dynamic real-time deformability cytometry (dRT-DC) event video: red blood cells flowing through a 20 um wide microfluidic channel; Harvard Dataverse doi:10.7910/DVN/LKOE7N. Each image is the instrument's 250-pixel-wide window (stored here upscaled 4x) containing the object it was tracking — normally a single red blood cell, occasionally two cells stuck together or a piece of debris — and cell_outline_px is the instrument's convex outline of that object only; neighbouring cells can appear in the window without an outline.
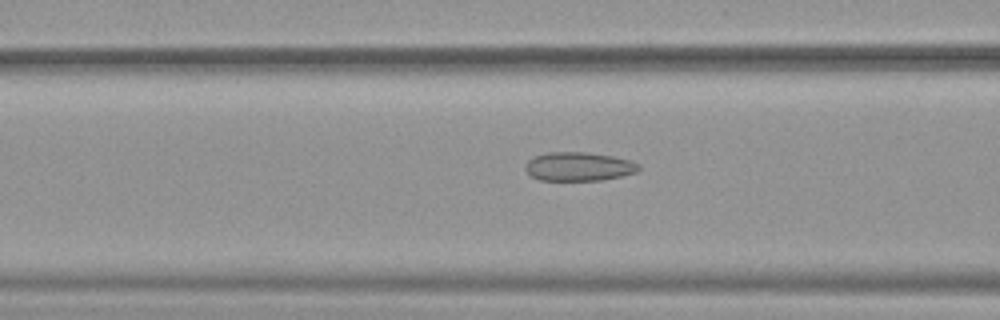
{"species": "common noctule bat (a hibernating species)", "species_latin": "Nyctalus noctula", "temperature_condition": "warm", "stored_images_in_passage": 32, "camera_frame_rate_fps": 3000, "um_per_image_px": 0.085, "animal": {"sex": "female", "body_mass_g": 19.9}, "frame": {"image": 1, "passage_image": 5, "time_ms": 1.333, "image_size_px": [1000, 320], "cell_outline_px": [[640, 168], [636, 172], [620, 176], [600, 180], [540, 180], [532, 176], [524, 168], [524, 164], [528, 160], [536, 156], [548, 152], [588, 152], [612, 156], [632, 160], [640, 164]], "centroid_in_image_um": [49.2, 14.14], "position_along_channel_um": 117.4, "area_um2": 19.02}}
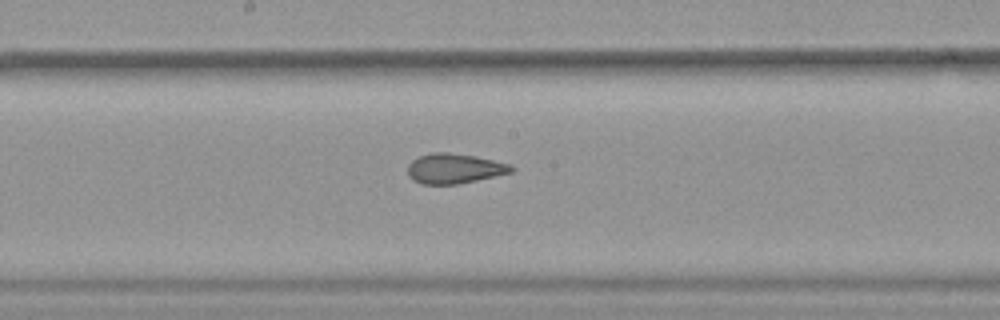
{"frame": {"image": 2, "passage_image": 12, "time_ms": 3.667, "image_size_px": [1000, 320], "cell_outline_px": [[516, 168], [512, 172], [476, 180], [456, 184], [420, 184], [412, 180], [408, 176], [408, 164], [412, 160], [420, 156], [432, 152], [448, 152], [476, 156], [512, 164]], "centroid_in_image_um": [38.62, 14.32], "position_along_channel_um": 209.6, "area_um2": 18.21}}
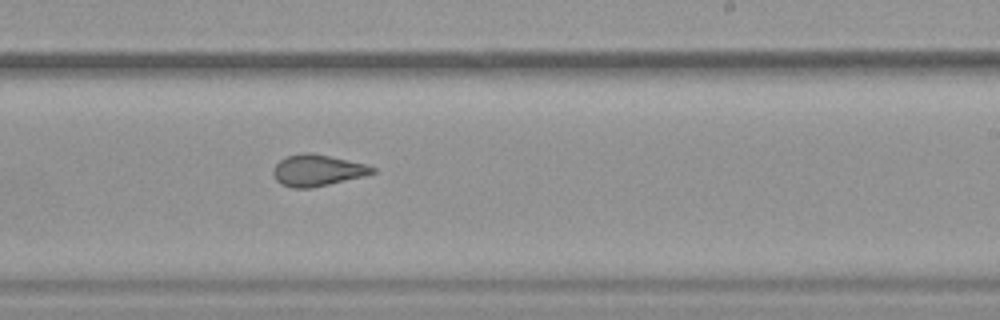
{"frame": {"image": 3, "passage_image": 16, "time_ms": 5.0, "image_size_px": [1000, 320], "cell_outline_px": [[376, 172], [364, 176], [312, 188], [292, 188], [280, 184], [276, 180], [272, 172], [272, 168], [280, 160], [288, 156], [304, 152], [312, 152], [368, 164], [376, 168]], "centroid_in_image_um": [26.98, 14.48], "position_along_channel_um": 262.0, "area_um2": 18.38}, "authors_computed_cell_mechanics": {"area_um2": 18.2359, "velocity_mm_per_s": 3.9529, "shape_relaxation_time_tau1_ms": 9.309, "shape_relaxation_time_tau2_ms": 1.4403, "deformation_change_tau1": 0.1691, "deformation_change_tau2": 0.0894}}